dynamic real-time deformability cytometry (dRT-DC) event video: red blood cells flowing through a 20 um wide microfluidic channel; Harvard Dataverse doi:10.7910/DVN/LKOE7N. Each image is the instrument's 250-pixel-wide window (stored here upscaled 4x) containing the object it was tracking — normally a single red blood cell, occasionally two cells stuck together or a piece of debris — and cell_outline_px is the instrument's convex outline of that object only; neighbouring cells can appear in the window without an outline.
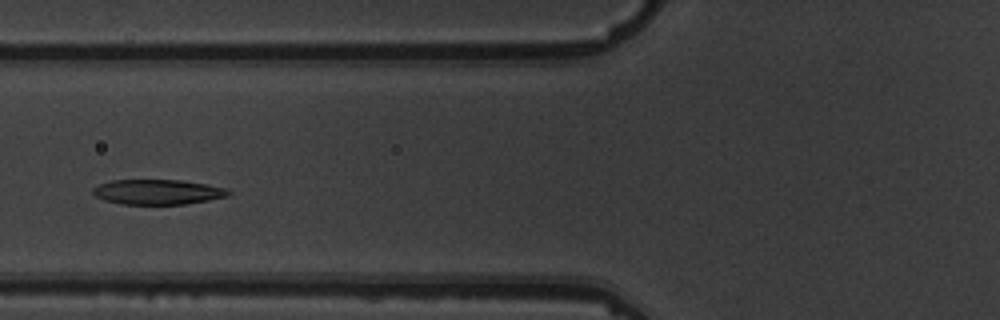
{"species": "common noctule bat (a hibernating species)", "species_latin": "Nyctalus noctula", "temperature_condition": "warm", "stored_images_in_passage": 6, "camera_frame_rate_fps": 3000, "um_per_image_px": 0.085, "animal": {"sex": "male", "body_mass_g": 19.5, "forearm_length_mm": 54.6}, "frame": {"image": 1, "passage_image": 4, "time_ms": 3.667, "image_size_px": [1000, 320], "cell_outline_px": [[232, 192], [228, 196], [208, 200], [184, 204], [120, 204], [104, 200], [96, 196], [92, 192], [92, 188], [100, 184], [112, 180], [180, 180], [204, 184], [224, 188]], "centroid_in_image_um": [13.37, 16.32], "position_along_channel_um": 112.4, "area_um2": 19.59}}
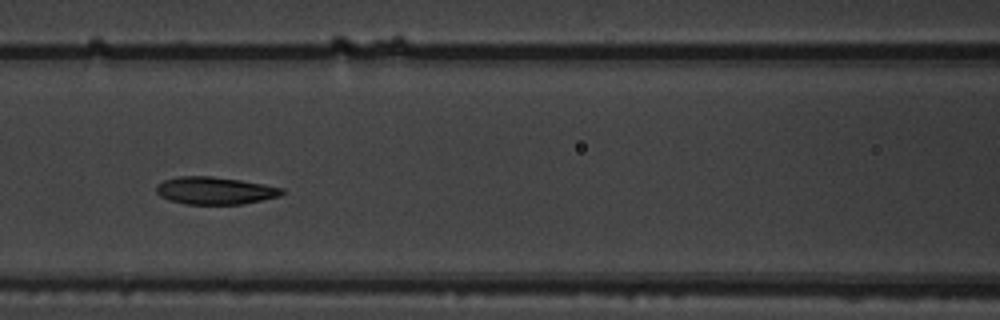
{"frame": {"image": 2, "passage_image": 5, "time_ms": 4.667, "image_size_px": [1000, 320], "cell_outline_px": [[284, 192], [280, 196], [240, 204], [184, 204], [160, 196], [156, 192], [156, 188], [164, 180], [176, 176], [212, 176], [240, 180], [264, 184], [284, 188]], "centroid_in_image_um": [18.28, 16.19], "position_along_channel_um": 148.3, "area_um2": 19.94}}
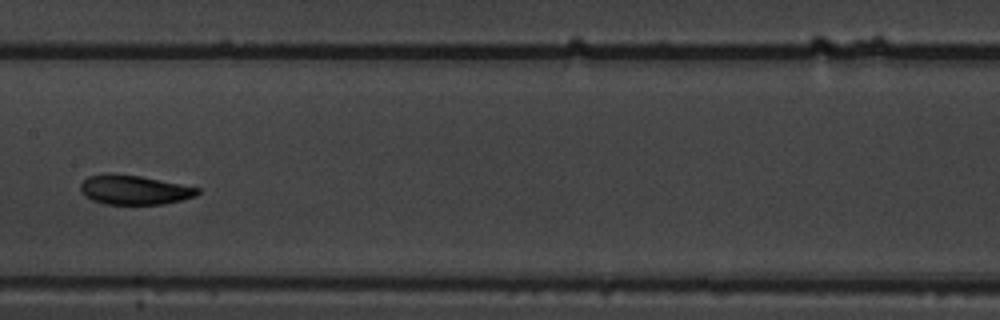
{"frame": {"image": 3, "passage_image": 6, "time_ms": 6.0, "image_size_px": [1000, 320], "cell_outline_px": [[200, 192], [196, 196], [164, 204], [104, 204], [92, 200], [84, 196], [80, 192], [80, 184], [88, 176], [140, 176], [200, 188]], "centroid_in_image_um": [11.43, 16.18], "position_along_channel_um": 196.0, "area_um2": 19.42}}